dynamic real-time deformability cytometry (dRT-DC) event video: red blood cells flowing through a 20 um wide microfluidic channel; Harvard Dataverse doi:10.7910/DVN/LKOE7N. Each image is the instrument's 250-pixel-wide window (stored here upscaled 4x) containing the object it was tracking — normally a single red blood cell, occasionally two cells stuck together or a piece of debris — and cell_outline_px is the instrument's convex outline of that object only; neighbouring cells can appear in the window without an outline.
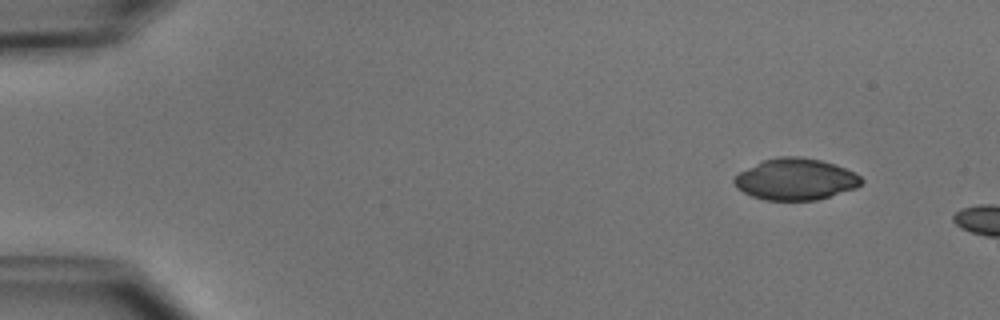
{"species": "common noctule bat (a hibernating species)", "species_latin": "Nyctalus noctula", "temperature_condition": "cold", "stored_images_in_passage": 3, "camera_frame_rate_fps": 3000, "um_per_image_px": 0.085, "animal": {"sex": "male", "body_mass_g": 15.6}, "frame": {"image": 1, "passage_image": 1, "time_ms": 0.0, "image_size_px": [1000, 320], "cell_outline_px": [[864, 180], [856, 188], [816, 200], [764, 200], [752, 196], [744, 192], [732, 180], [740, 172], [764, 160], [776, 156], [796, 156], [820, 160], [836, 164], [856, 172]], "centroid_in_image_um": [67.67, 15.23], "position_along_channel_um": 17.3, "area_um2": 30.58}}